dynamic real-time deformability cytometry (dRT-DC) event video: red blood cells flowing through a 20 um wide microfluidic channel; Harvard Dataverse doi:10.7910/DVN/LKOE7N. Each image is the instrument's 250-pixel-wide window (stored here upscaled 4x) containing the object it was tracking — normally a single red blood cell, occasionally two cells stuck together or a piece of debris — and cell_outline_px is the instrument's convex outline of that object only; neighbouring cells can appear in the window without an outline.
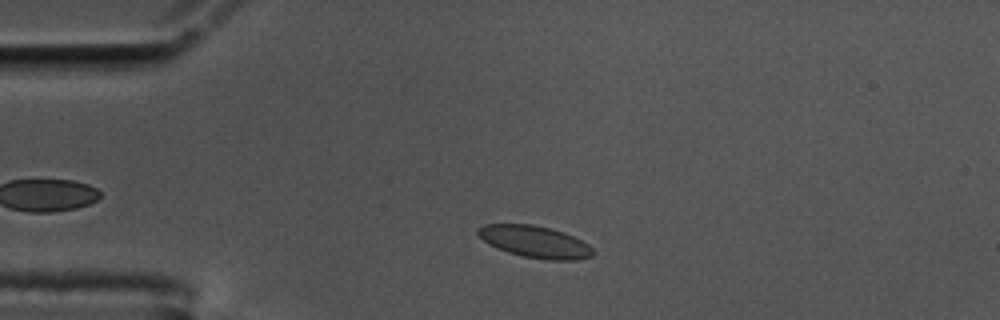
{"species": "common noctule bat (a hibernating species)", "species_latin": "Nyctalus noctula", "temperature_condition": "cold", "stored_images_in_passage": 45, "camera_frame_rate_fps": 3000, "um_per_image_px": 0.085, "animal": {"sex": "male", "body_mass_g": 17.5, "forearm_length_mm": 52.3}, "frame": {"image": 1, "passage_image": 6, "time_ms": 1.667, "image_size_px": [1000, 320], "cell_outline_px": [[592, 256], [576, 260], [548, 260], [524, 256], [508, 252], [496, 248], [488, 244], [476, 232], [476, 228], [484, 224], [532, 224], [564, 232], [588, 244], [592, 248]], "centroid_in_image_um": [45.43, 20.54], "position_along_channel_um": 39.6, "area_um2": 21.21}}
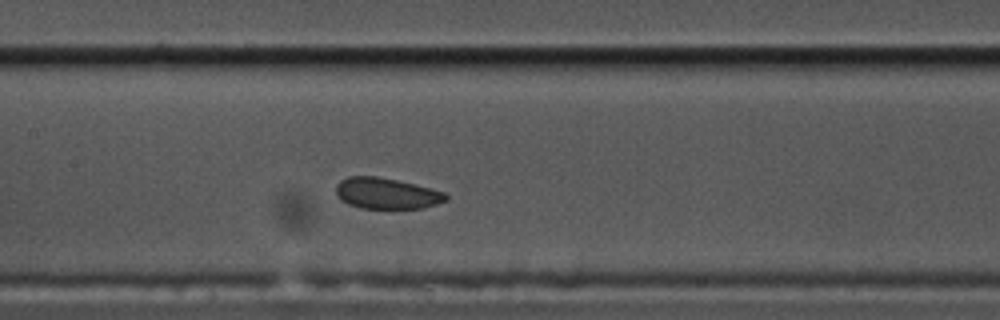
{"frame": {"image": 2, "passage_image": 20, "time_ms": 6.333, "image_size_px": [1000, 320], "cell_outline_px": [[448, 200], [424, 208], [360, 208], [348, 204], [340, 200], [336, 196], [336, 184], [340, 180], [348, 176], [376, 176], [396, 180], [432, 188], [448, 192]], "centroid_in_image_um": [32.86, 16.44], "position_along_channel_um": 174.5, "area_um2": 20.11}}
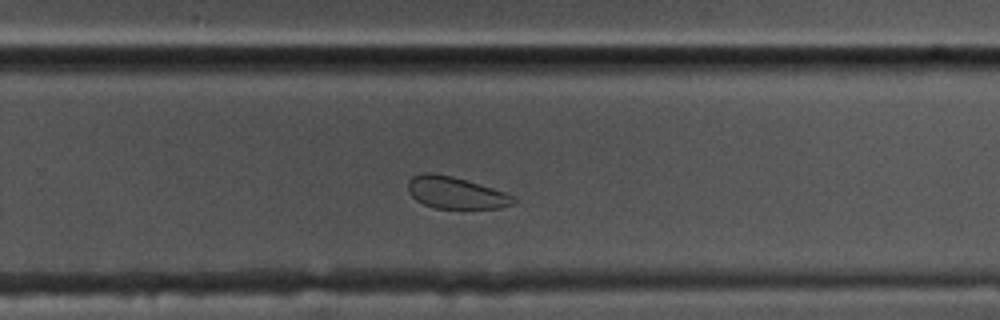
{"frame": {"image": 3, "passage_image": 30, "time_ms": 9.667, "image_size_px": [1000, 320], "cell_outline_px": [[516, 200], [512, 204], [500, 208], [432, 208], [416, 200], [408, 192], [408, 180], [412, 176], [424, 172], [432, 172], [452, 176], [492, 188], [516, 196]], "centroid_in_image_um": [38.7, 16.38], "position_along_channel_um": 291.1, "area_um2": 19.59}, "authors_computed_cell_mechanics": {"area_um2": 20.7502, "velocity_mm_per_s": 3.5008, "shape_relaxation_time_tau1_ms": null, "shape_relaxation_time_tau2_ms": 1.9626, "deformation_change_tau1": null, "deformation_change_tau2": 0.0521}}